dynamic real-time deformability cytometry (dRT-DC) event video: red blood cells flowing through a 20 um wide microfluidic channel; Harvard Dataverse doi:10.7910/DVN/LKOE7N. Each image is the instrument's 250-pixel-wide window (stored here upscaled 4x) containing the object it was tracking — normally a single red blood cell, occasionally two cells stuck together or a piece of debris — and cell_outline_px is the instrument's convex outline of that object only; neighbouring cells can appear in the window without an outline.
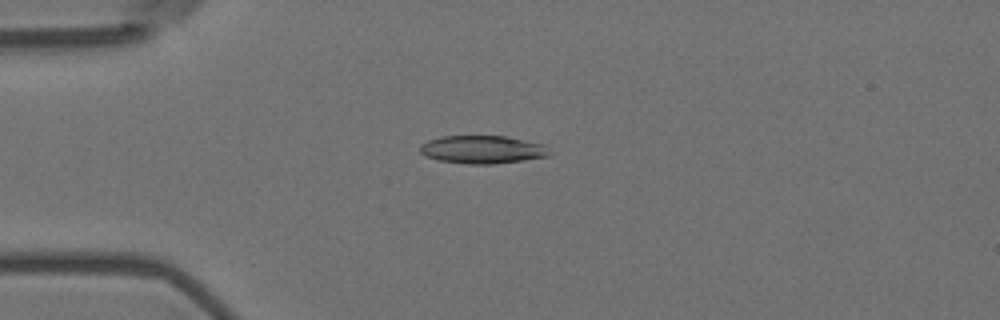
{"species": "Egyptian fruit bat (a non-hibernating species)", "species_latin": "Rousettus aegyptiacus", "temperature_condition": "room temperature", "stored_images_in_passage": 15, "camera_frame_rate_fps": 3000, "um_per_image_px": 0.085, "animal": {"sex": "female"}, "frame": {"image": 1, "passage_image": 4, "time_ms": 1.0, "image_size_px": [1000, 320], "cell_outline_px": [[552, 152], [548, 156], [524, 160], [496, 164], [468, 164], [440, 160], [424, 156], [420, 152], [420, 144], [428, 140], [440, 136], [508, 136], [548, 144]], "centroid_in_image_um": [41.07, 12.7], "position_along_channel_um": 43.9, "area_um2": 21.56}}
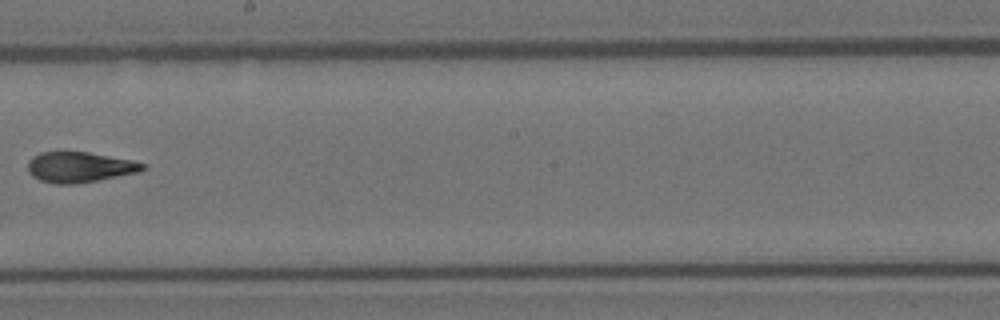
{"frame": {"image": 2, "passage_image": 9, "time_ms": 2.667, "image_size_px": [1000, 320], "cell_outline_px": [[148, 168], [140, 172], [76, 184], [56, 184], [40, 180], [32, 176], [28, 172], [28, 160], [32, 156], [40, 152], [88, 152], [132, 160], [148, 164]], "centroid_in_image_um": [6.79, 14.21], "position_along_channel_um": 241.4, "area_um2": 20.58}}
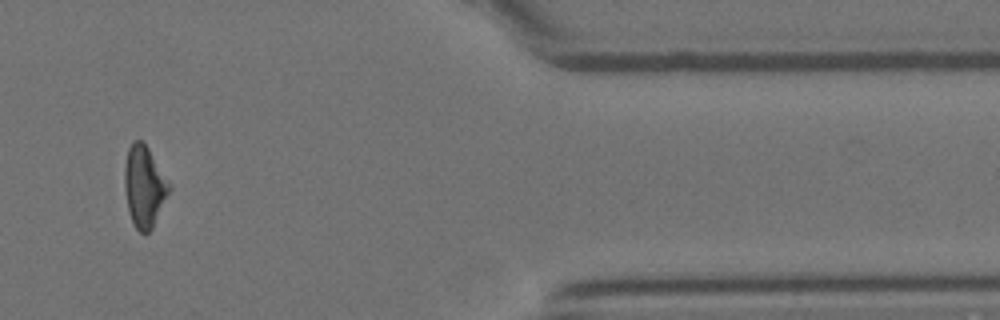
{"frame": {"image": 3, "passage_image": 13, "time_ms": 4.0, "image_size_px": [1000, 320], "cell_outline_px": [[172, 188], [152, 228], [144, 236], [136, 228], [128, 212], [124, 188], [124, 164], [128, 148], [132, 140], [140, 140], [148, 148], [172, 184]], "centroid_in_image_um": [12.27, 15.85], "position_along_channel_um": 399.1, "area_um2": 21.5}}